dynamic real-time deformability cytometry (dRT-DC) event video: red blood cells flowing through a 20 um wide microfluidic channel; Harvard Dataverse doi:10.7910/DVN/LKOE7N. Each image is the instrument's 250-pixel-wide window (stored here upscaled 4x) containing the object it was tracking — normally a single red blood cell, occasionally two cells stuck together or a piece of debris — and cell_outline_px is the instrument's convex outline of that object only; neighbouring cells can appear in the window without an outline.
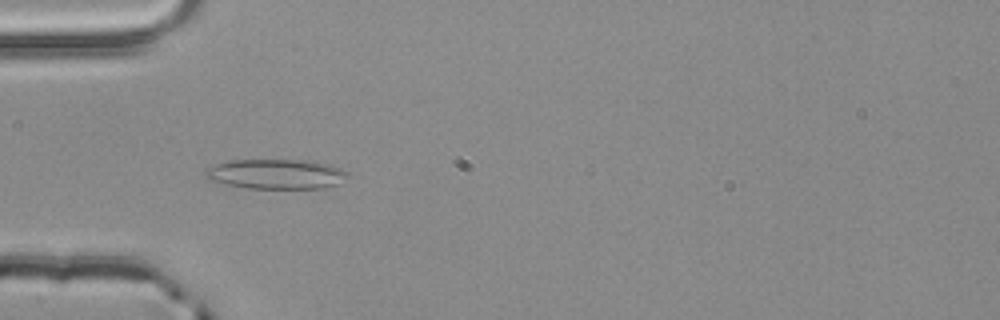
{"species": "common noctule bat (a hibernating species)", "species_latin": "Nyctalus noctula", "temperature_condition": "room temperature", "stored_images_in_passage": 39, "camera_frame_rate_fps": 3000, "um_per_image_px": 0.085, "animal": {"sex": "male", "body_mass_g": 20.4}, "frame": {"image": 1, "passage_image": 2, "time_ms": 0.333, "image_size_px": [1000, 320], "cell_outline_px": [[348, 176], [340, 184], [324, 188], [248, 188], [208, 180], [204, 176], [204, 172], [208, 168], [216, 164], [232, 160], [312, 160], [332, 164], [348, 172]], "centroid_in_image_um": [23.52, 14.79], "position_along_channel_um": 61.5, "area_um2": 24.91}}
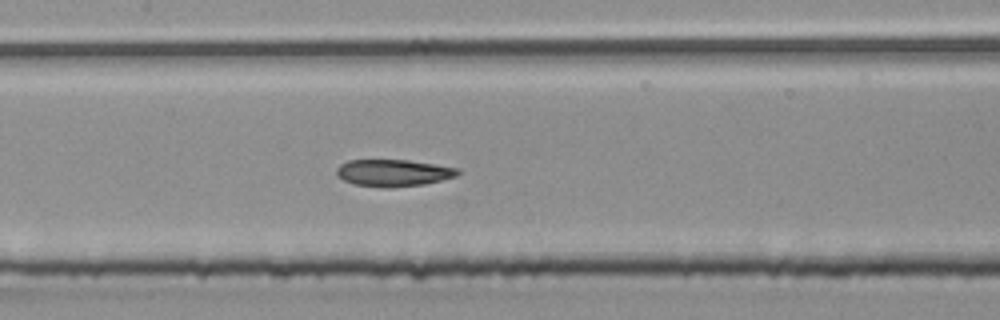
{"frame": {"image": 2, "passage_image": 11, "time_ms": 3.333, "image_size_px": [1000, 320], "cell_outline_px": [[460, 172], [456, 176], [424, 184], [392, 188], [384, 188], [352, 184], [336, 176], [336, 168], [340, 164], [348, 160], [408, 160], [460, 168]], "centroid_in_image_um": [33.4, 14.7], "position_along_channel_um": 174.0, "area_um2": 19.19}}
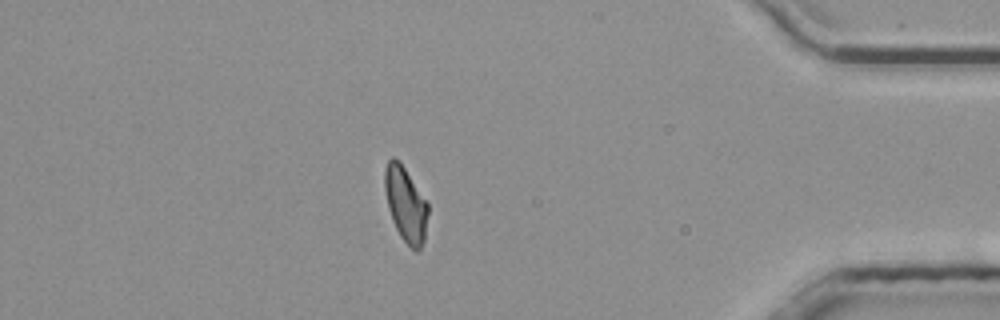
{"frame": {"image": 3, "passage_image": 32, "time_ms": 10.333, "image_size_px": [1000, 320], "cell_outline_px": [[428, 212], [424, 240], [420, 248], [416, 252], [400, 236], [392, 220], [388, 208], [384, 188], [384, 168], [388, 160], [392, 156], [404, 168], [428, 204]], "centroid_in_image_um": [34.46, 17.37], "position_along_channel_um": 400.7, "area_um2": 18.5}, "authors_computed_cell_mechanics": {"area_um2": 19.0162, "velocity_mm_per_s": 3.8295, "shape_relaxation_time_tau1_ms": null, "shape_relaxation_time_tau2_ms": 5.5453, "deformation_change_tau1": null, "deformation_change_tau2": 0.1118}}